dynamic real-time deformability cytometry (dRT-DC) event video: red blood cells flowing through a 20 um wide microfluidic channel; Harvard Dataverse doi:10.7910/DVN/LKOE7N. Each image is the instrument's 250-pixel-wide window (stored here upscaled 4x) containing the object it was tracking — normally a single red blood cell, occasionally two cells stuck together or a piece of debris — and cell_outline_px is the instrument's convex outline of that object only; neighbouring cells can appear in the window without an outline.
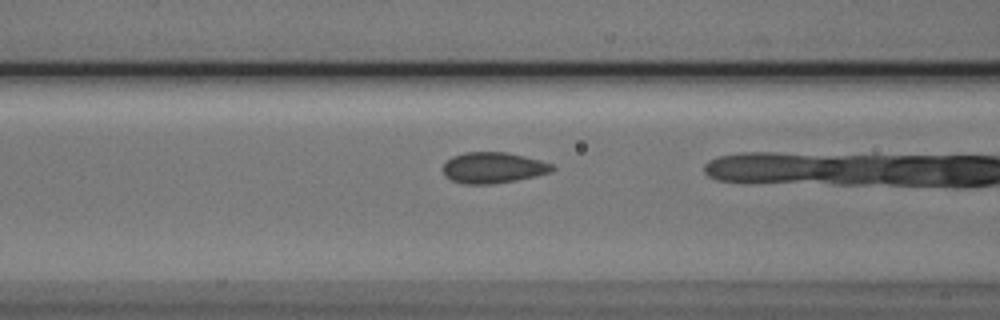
{"species": "Egyptian fruit bat (a non-hibernating species)", "species_latin": "Rousettus aegyptiacus", "temperature_condition": "cold", "stored_images_in_passage": 14, "camera_frame_rate_fps": 3000, "um_per_image_px": 0.085, "animal": {"sex": "male"}, "frame": {"image": 1, "passage_image": 7, "time_ms": 2.0, "image_size_px": [1000, 320], "cell_outline_px": [[556, 168], [552, 172], [536, 176], [516, 180], [492, 184], [464, 184], [452, 180], [444, 176], [444, 164], [452, 156], [464, 152], [508, 152], [540, 160], [552, 164]], "centroid_in_image_um": [41.94, 14.25], "position_along_channel_um": 124.7, "area_um2": 19.77}}
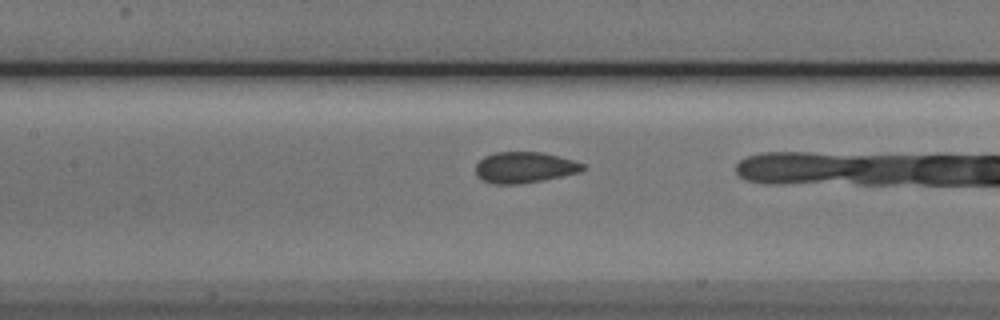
{"frame": {"image": 2, "passage_image": 10, "time_ms": 3.0, "image_size_px": [1000, 320], "cell_outline_px": [[588, 168], [580, 172], [544, 180], [520, 184], [492, 184], [480, 180], [476, 176], [476, 164], [484, 156], [496, 152], [540, 152], [572, 160], [584, 164]], "centroid_in_image_um": [44.56, 14.25], "position_along_channel_um": 162.8, "area_um2": 19.48}}